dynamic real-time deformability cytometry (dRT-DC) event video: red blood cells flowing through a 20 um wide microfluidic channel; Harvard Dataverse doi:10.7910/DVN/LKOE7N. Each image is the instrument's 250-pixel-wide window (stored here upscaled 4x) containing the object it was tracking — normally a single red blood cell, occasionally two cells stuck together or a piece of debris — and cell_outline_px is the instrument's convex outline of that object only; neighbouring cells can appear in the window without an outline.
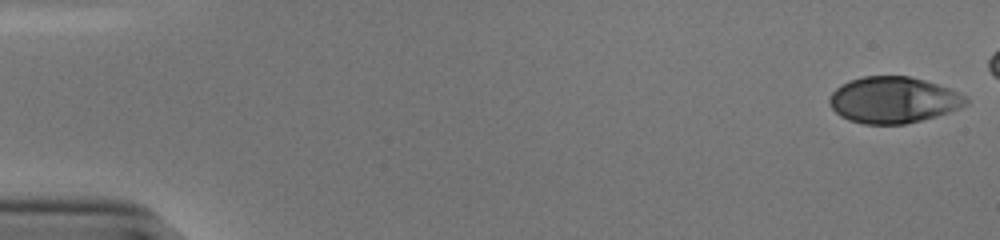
{"species": "human", "species_latin": "Homo sapiens", "temperature_condition": "cold", "stored_images_in_passage": 48, "camera_frame_rate_fps": 3000, "um_per_image_px": 0.085, "donor": {"sex": "male"}, "frame": {"image": 1, "passage_image": 1, "time_ms": 0.0, "image_size_px": [1000, 240], "cell_outline_px": [[968, 104], [960, 108], [936, 116], [904, 124], [864, 124], [848, 120], [840, 116], [832, 108], [828, 100], [832, 92], [840, 84], [848, 80], [864, 76], [908, 76], [924, 80], [948, 88], [968, 96]], "centroid_in_image_um": [75.92, 8.49], "position_along_channel_um": 9.1, "area_um2": 36.88}}
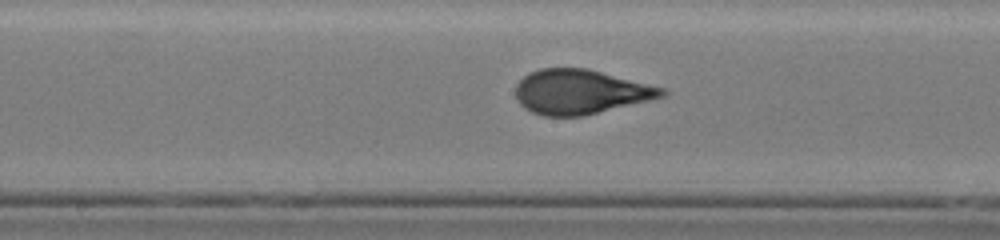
{"frame": {"image": 2, "passage_image": 28, "time_ms": 9.0, "image_size_px": [1000, 240], "cell_outline_px": [[668, 92], [664, 96], [584, 116], [544, 116], [532, 112], [524, 108], [520, 104], [516, 96], [516, 84], [528, 72], [540, 68], [588, 68], [664, 88]], "centroid_in_image_um": [49.3, 7.8], "position_along_channel_um": 198.9, "area_um2": 37.86}}
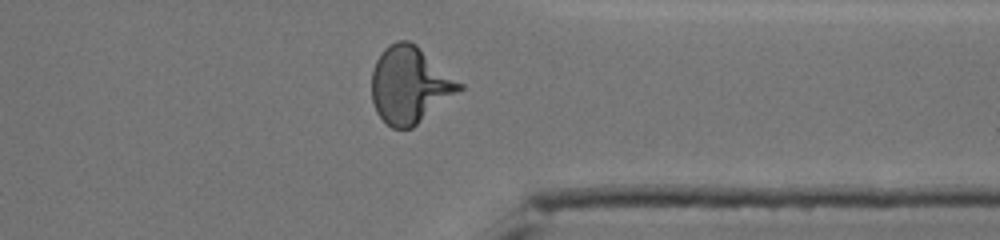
{"frame": {"image": 3, "passage_image": 42, "time_ms": 13.667, "image_size_px": [1000, 240], "cell_outline_px": [[464, 88], [412, 128], [392, 128], [376, 112], [372, 100], [372, 68], [376, 60], [384, 48], [388, 44], [396, 40], [408, 40], [416, 44], [464, 84]], "centroid_in_image_um": [34.83, 7.19], "position_along_channel_um": 376.6, "area_um2": 39.19}, "authors_computed_cell_mechanics": {"area_um2": 37.7434, "velocity_mm_per_s": 3.8724, "shape_relaxation_time_tau1_ms": 4.9851, "shape_relaxation_time_tau2_ms": null, "deformation_change_tau1": 0.2035, "deformation_change_tau2": null}}